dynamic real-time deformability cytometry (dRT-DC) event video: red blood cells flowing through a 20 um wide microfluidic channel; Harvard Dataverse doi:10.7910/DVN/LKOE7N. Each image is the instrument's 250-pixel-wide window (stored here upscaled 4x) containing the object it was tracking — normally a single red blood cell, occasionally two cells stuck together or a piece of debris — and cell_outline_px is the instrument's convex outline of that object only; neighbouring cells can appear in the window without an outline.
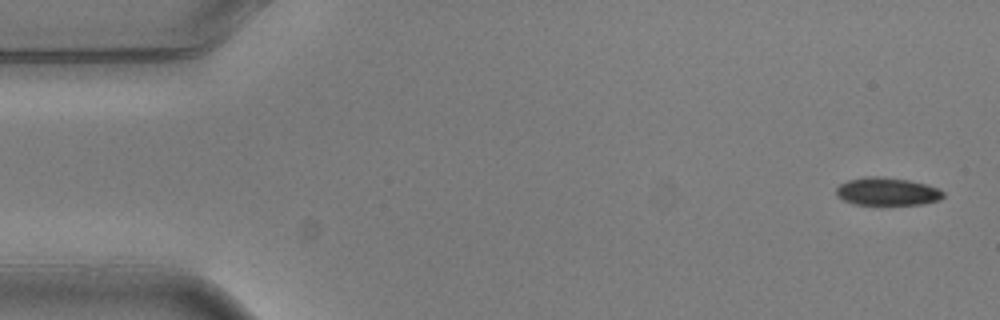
{"species": "common noctule bat (a hibernating species)", "species_latin": "Nyctalus noctula", "temperature_condition": "warm", "stored_images_in_passage": 4, "camera_frame_rate_fps": 3000, "um_per_image_px": 0.085, "animal": {"sex": "male", "body_mass_g": 20.5, "forearm_length_mm": 52.5}, "frame": {"image": 1, "passage_image": 1, "time_ms": 0.0, "image_size_px": [1000, 320], "cell_outline_px": [[944, 196], [940, 200], [924, 204], [852, 204], [836, 196], [836, 188], [840, 184], [848, 180], [864, 176], [880, 176], [908, 180], [940, 188], [944, 192]], "centroid_in_image_um": [75.41, 16.27], "position_along_channel_um": 9.6, "area_um2": 17.46}}
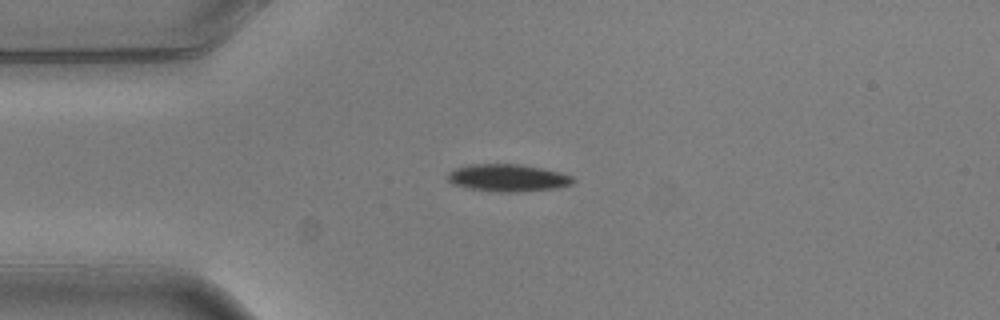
{"frame": {"image": 2, "passage_image": 4, "time_ms": 1.0, "image_size_px": [1000, 320], "cell_outline_px": [[576, 180], [572, 184], [556, 188], [516, 192], [500, 192], [468, 188], [452, 184], [444, 176], [448, 172], [456, 168], [468, 164], [520, 164], [560, 172], [572, 176]], "centroid_in_image_um": [43.13, 15.11], "position_along_channel_um": 41.9, "area_um2": 20.06}}